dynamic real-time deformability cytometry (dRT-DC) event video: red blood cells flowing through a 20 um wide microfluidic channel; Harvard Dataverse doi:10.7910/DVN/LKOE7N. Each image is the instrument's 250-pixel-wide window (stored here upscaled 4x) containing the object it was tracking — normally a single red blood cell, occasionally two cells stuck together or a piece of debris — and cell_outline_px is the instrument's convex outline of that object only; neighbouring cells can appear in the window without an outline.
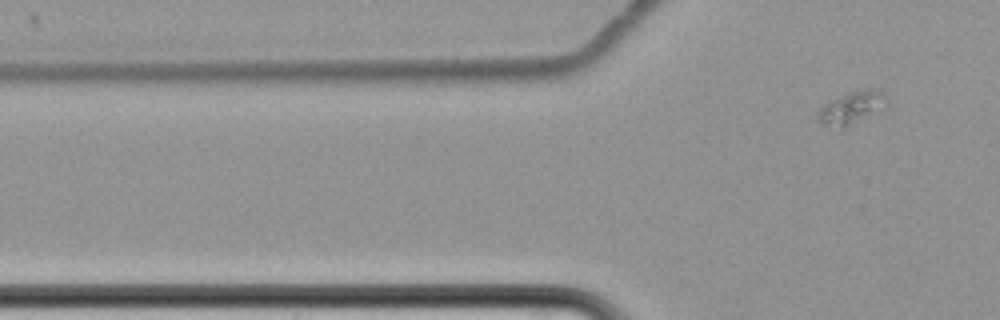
{"species": "common noctule bat (a hibernating species)", "species_latin": "Nyctalus noctula", "temperature_condition": "cold", "stored_images_in_passage": 6, "segment_of_instrument_passage": [2, 2], "camera_frame_rate_fps": 3000, "um_per_image_px": 0.085, "animal": {"sex": "female", "body_mass_g": 22.7, "forearm_length_mm": 54.2}, "frame": {"image": 1, "passage_image": 6, "time_ms": 7.0, "image_size_px": [1000, 320], "cell_outline_px": [[888, 108], [844, 128], [840, 128], [820, 124], [816, 120], [816, 112], [824, 104], [840, 96], [852, 92], [876, 88], [888, 96]], "centroid_in_image_um": [72.43, 9.19], "position_along_channel_um": 53.4, "area_um2": 13.41}}